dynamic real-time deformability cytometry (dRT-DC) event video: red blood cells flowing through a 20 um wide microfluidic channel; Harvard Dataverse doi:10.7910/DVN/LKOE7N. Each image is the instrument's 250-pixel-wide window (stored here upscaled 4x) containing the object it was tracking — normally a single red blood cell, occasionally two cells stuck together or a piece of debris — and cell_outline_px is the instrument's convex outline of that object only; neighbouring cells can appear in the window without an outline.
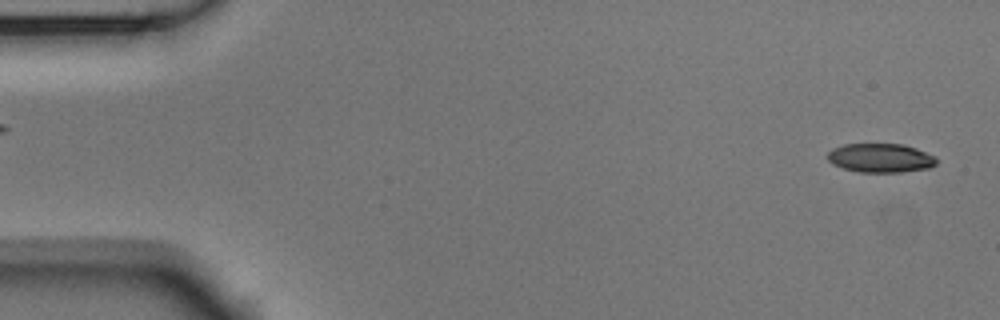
{"species": "Egyptian fruit bat (a non-hibernating species)", "species_latin": "Rousettus aegyptiacus", "temperature_condition": "room temperature", "stored_images_in_passage": 4, "camera_frame_rate_fps": 3000, "um_per_image_px": 0.085, "animal": {"sex": "male"}, "frame": {"image": 1, "passage_image": 1, "time_ms": 0.0, "image_size_px": [1000, 320], "cell_outline_px": [[940, 160], [936, 164], [928, 168], [900, 172], [860, 172], [844, 168], [832, 164], [828, 160], [828, 152], [832, 148], [844, 144], [904, 144], [916, 148], [936, 156]], "centroid_in_image_um": [74.87, 13.42], "position_along_channel_um": 10.1, "area_um2": 18.5}}
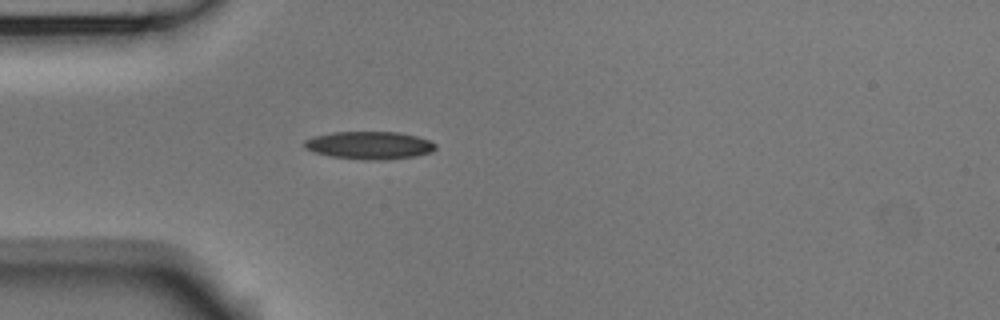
{"frame": {"image": 2, "passage_image": 4, "time_ms": 1.0, "image_size_px": [1000, 320], "cell_outline_px": [[436, 148], [432, 152], [416, 156], [384, 160], [364, 160], [332, 156], [316, 152], [304, 148], [304, 140], [312, 136], [332, 132], [400, 132], [416, 136], [428, 140], [436, 144]], "centroid_in_image_um": [31.4, 12.35], "position_along_channel_um": 53.6, "area_um2": 21.27}}